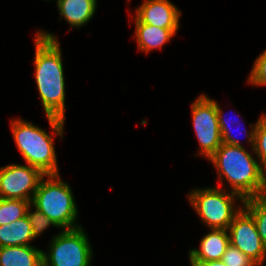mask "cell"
Here are the masks:
<instances>
[{
    "instance_id": "cell-5",
    "label": "cell",
    "mask_w": 266,
    "mask_h": 266,
    "mask_svg": "<svg viewBox=\"0 0 266 266\" xmlns=\"http://www.w3.org/2000/svg\"><path fill=\"white\" fill-rule=\"evenodd\" d=\"M235 196L244 202V199L235 192L228 194L219 188H207L191 192L189 201L203 222L211 229L227 230L235 215L241 210L234 208Z\"/></svg>"
},
{
    "instance_id": "cell-7",
    "label": "cell",
    "mask_w": 266,
    "mask_h": 266,
    "mask_svg": "<svg viewBox=\"0 0 266 266\" xmlns=\"http://www.w3.org/2000/svg\"><path fill=\"white\" fill-rule=\"evenodd\" d=\"M191 107L200 154L209 159L222 144L216 102L201 94Z\"/></svg>"
},
{
    "instance_id": "cell-13",
    "label": "cell",
    "mask_w": 266,
    "mask_h": 266,
    "mask_svg": "<svg viewBox=\"0 0 266 266\" xmlns=\"http://www.w3.org/2000/svg\"><path fill=\"white\" fill-rule=\"evenodd\" d=\"M60 16L71 25L81 27L94 15L96 0H57Z\"/></svg>"
},
{
    "instance_id": "cell-20",
    "label": "cell",
    "mask_w": 266,
    "mask_h": 266,
    "mask_svg": "<svg viewBox=\"0 0 266 266\" xmlns=\"http://www.w3.org/2000/svg\"><path fill=\"white\" fill-rule=\"evenodd\" d=\"M27 217L33 230L34 238L38 237L49 225L57 227L44 213L35 208L34 212H30V206L27 210Z\"/></svg>"
},
{
    "instance_id": "cell-23",
    "label": "cell",
    "mask_w": 266,
    "mask_h": 266,
    "mask_svg": "<svg viewBox=\"0 0 266 266\" xmlns=\"http://www.w3.org/2000/svg\"><path fill=\"white\" fill-rule=\"evenodd\" d=\"M192 266H226L223 261H208L203 263H191Z\"/></svg>"
},
{
    "instance_id": "cell-19",
    "label": "cell",
    "mask_w": 266,
    "mask_h": 266,
    "mask_svg": "<svg viewBox=\"0 0 266 266\" xmlns=\"http://www.w3.org/2000/svg\"><path fill=\"white\" fill-rule=\"evenodd\" d=\"M221 261L226 266H259L250 257L231 244L228 245L226 252L222 255Z\"/></svg>"
},
{
    "instance_id": "cell-17",
    "label": "cell",
    "mask_w": 266,
    "mask_h": 266,
    "mask_svg": "<svg viewBox=\"0 0 266 266\" xmlns=\"http://www.w3.org/2000/svg\"><path fill=\"white\" fill-rule=\"evenodd\" d=\"M31 201L0 198V226L17 221L27 215Z\"/></svg>"
},
{
    "instance_id": "cell-10",
    "label": "cell",
    "mask_w": 266,
    "mask_h": 266,
    "mask_svg": "<svg viewBox=\"0 0 266 266\" xmlns=\"http://www.w3.org/2000/svg\"><path fill=\"white\" fill-rule=\"evenodd\" d=\"M136 12V17L144 24L164 29L179 28L181 12L169 0H145Z\"/></svg>"
},
{
    "instance_id": "cell-16",
    "label": "cell",
    "mask_w": 266,
    "mask_h": 266,
    "mask_svg": "<svg viewBox=\"0 0 266 266\" xmlns=\"http://www.w3.org/2000/svg\"><path fill=\"white\" fill-rule=\"evenodd\" d=\"M243 204V208L252 215L266 249V194L247 198Z\"/></svg>"
},
{
    "instance_id": "cell-1",
    "label": "cell",
    "mask_w": 266,
    "mask_h": 266,
    "mask_svg": "<svg viewBox=\"0 0 266 266\" xmlns=\"http://www.w3.org/2000/svg\"><path fill=\"white\" fill-rule=\"evenodd\" d=\"M35 80L50 127L63 136L65 81L60 45L54 35L37 32L35 38Z\"/></svg>"
},
{
    "instance_id": "cell-21",
    "label": "cell",
    "mask_w": 266,
    "mask_h": 266,
    "mask_svg": "<svg viewBox=\"0 0 266 266\" xmlns=\"http://www.w3.org/2000/svg\"><path fill=\"white\" fill-rule=\"evenodd\" d=\"M248 83L266 86V50L256 59Z\"/></svg>"
},
{
    "instance_id": "cell-22",
    "label": "cell",
    "mask_w": 266,
    "mask_h": 266,
    "mask_svg": "<svg viewBox=\"0 0 266 266\" xmlns=\"http://www.w3.org/2000/svg\"><path fill=\"white\" fill-rule=\"evenodd\" d=\"M216 112H217V117H218V123H219V129H220L222 143H226L229 145H235V146H242L240 144V142L237 139H235L234 136H232L230 134V132H231L229 129L230 126L227 125V123H229V121L224 119V117H222L223 111L220 109L218 103H216ZM232 124H235V123H232Z\"/></svg>"
},
{
    "instance_id": "cell-4",
    "label": "cell",
    "mask_w": 266,
    "mask_h": 266,
    "mask_svg": "<svg viewBox=\"0 0 266 266\" xmlns=\"http://www.w3.org/2000/svg\"><path fill=\"white\" fill-rule=\"evenodd\" d=\"M11 125L16 145L27 164L38 168L44 175L58 174L53 138L21 119L13 120Z\"/></svg>"
},
{
    "instance_id": "cell-8",
    "label": "cell",
    "mask_w": 266,
    "mask_h": 266,
    "mask_svg": "<svg viewBox=\"0 0 266 266\" xmlns=\"http://www.w3.org/2000/svg\"><path fill=\"white\" fill-rule=\"evenodd\" d=\"M44 176L46 175L38 168L28 164L25 166L13 163L1 167L0 198L31 201L41 178Z\"/></svg>"
},
{
    "instance_id": "cell-6",
    "label": "cell",
    "mask_w": 266,
    "mask_h": 266,
    "mask_svg": "<svg viewBox=\"0 0 266 266\" xmlns=\"http://www.w3.org/2000/svg\"><path fill=\"white\" fill-rule=\"evenodd\" d=\"M50 252L42 254L43 266H89L92 249L81 227L62 230L50 243Z\"/></svg>"
},
{
    "instance_id": "cell-18",
    "label": "cell",
    "mask_w": 266,
    "mask_h": 266,
    "mask_svg": "<svg viewBox=\"0 0 266 266\" xmlns=\"http://www.w3.org/2000/svg\"><path fill=\"white\" fill-rule=\"evenodd\" d=\"M253 151L260 159L261 167L266 173V114H263L256 122L249 135L246 134Z\"/></svg>"
},
{
    "instance_id": "cell-11",
    "label": "cell",
    "mask_w": 266,
    "mask_h": 266,
    "mask_svg": "<svg viewBox=\"0 0 266 266\" xmlns=\"http://www.w3.org/2000/svg\"><path fill=\"white\" fill-rule=\"evenodd\" d=\"M212 231L200 241V250L189 251L191 263H203L221 260L230 244L229 235L225 229H211Z\"/></svg>"
},
{
    "instance_id": "cell-3",
    "label": "cell",
    "mask_w": 266,
    "mask_h": 266,
    "mask_svg": "<svg viewBox=\"0 0 266 266\" xmlns=\"http://www.w3.org/2000/svg\"><path fill=\"white\" fill-rule=\"evenodd\" d=\"M46 176V181L41 178L31 205L44 213L57 227L64 230L81 227L74 224L78 210L70 186L61 181L59 174Z\"/></svg>"
},
{
    "instance_id": "cell-14",
    "label": "cell",
    "mask_w": 266,
    "mask_h": 266,
    "mask_svg": "<svg viewBox=\"0 0 266 266\" xmlns=\"http://www.w3.org/2000/svg\"><path fill=\"white\" fill-rule=\"evenodd\" d=\"M135 23V37L137 39L138 48L147 53L154 48H161L178 30L158 28L149 24H144L137 17H135Z\"/></svg>"
},
{
    "instance_id": "cell-12",
    "label": "cell",
    "mask_w": 266,
    "mask_h": 266,
    "mask_svg": "<svg viewBox=\"0 0 266 266\" xmlns=\"http://www.w3.org/2000/svg\"><path fill=\"white\" fill-rule=\"evenodd\" d=\"M42 254L32 245L0 247V266H43Z\"/></svg>"
},
{
    "instance_id": "cell-15",
    "label": "cell",
    "mask_w": 266,
    "mask_h": 266,
    "mask_svg": "<svg viewBox=\"0 0 266 266\" xmlns=\"http://www.w3.org/2000/svg\"><path fill=\"white\" fill-rule=\"evenodd\" d=\"M32 239L35 238L27 215L0 226V247L30 245Z\"/></svg>"
},
{
    "instance_id": "cell-9",
    "label": "cell",
    "mask_w": 266,
    "mask_h": 266,
    "mask_svg": "<svg viewBox=\"0 0 266 266\" xmlns=\"http://www.w3.org/2000/svg\"><path fill=\"white\" fill-rule=\"evenodd\" d=\"M227 230H229L231 245L238 248L259 266L263 265L266 258V249L252 215L245 208H241L235 215Z\"/></svg>"
},
{
    "instance_id": "cell-2",
    "label": "cell",
    "mask_w": 266,
    "mask_h": 266,
    "mask_svg": "<svg viewBox=\"0 0 266 266\" xmlns=\"http://www.w3.org/2000/svg\"><path fill=\"white\" fill-rule=\"evenodd\" d=\"M209 160L244 200L266 194V173L243 146L222 143Z\"/></svg>"
}]
</instances>
